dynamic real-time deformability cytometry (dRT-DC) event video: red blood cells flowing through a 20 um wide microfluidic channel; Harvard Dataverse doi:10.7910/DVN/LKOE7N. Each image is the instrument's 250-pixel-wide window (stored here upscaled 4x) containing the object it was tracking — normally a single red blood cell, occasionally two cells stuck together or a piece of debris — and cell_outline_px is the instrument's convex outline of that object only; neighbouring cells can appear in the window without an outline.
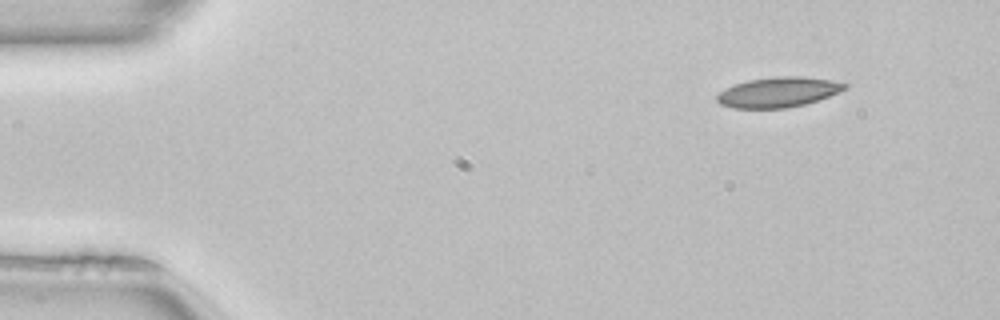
{"species": "common noctule bat (a hibernating species)", "species_latin": "Nyctalus noctula", "temperature_condition": "room temperature", "stored_images_in_passage": 46, "camera_frame_rate_fps": 3000, "um_per_image_px": 0.085, "animal": {"sex": "female", "body_mass_g": 22.7, "forearm_length_mm": 54.2}, "frame": {"image": 1, "passage_image": 1, "time_ms": 0.0, "image_size_px": [1000, 320], "cell_outline_px": [[848, 88], [828, 96], [804, 104], [788, 108], [732, 108], [720, 104], [716, 100], [716, 96], [724, 88], [748, 80], [776, 76], [800, 76], [832, 80], [848, 84]], "centroid_in_image_um": [66.13, 7.83], "position_along_channel_um": 18.9, "area_um2": 22.37}}
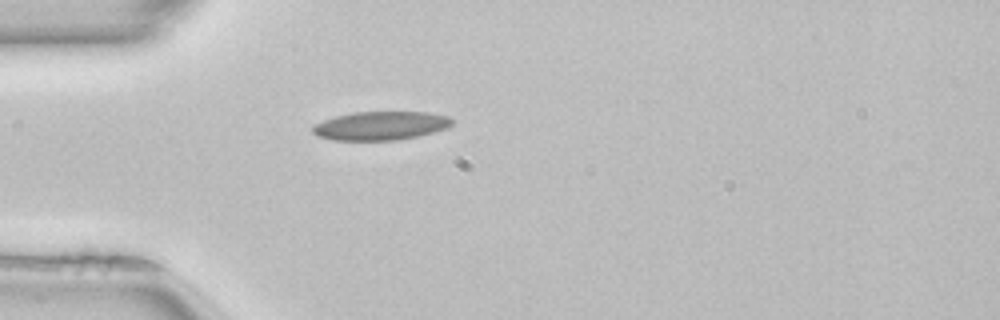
{"frame": {"image": 2, "passage_image": 10, "time_ms": 3.0, "image_size_px": [1000, 320], "cell_outline_px": [[452, 124], [448, 128], [420, 136], [396, 140], [332, 140], [316, 136], [312, 132], [312, 124], [336, 116], [352, 112], [428, 112], [448, 116], [452, 120]], "centroid_in_image_um": [32.34, 10.69], "position_along_channel_um": 52.7, "area_um2": 23.47}}
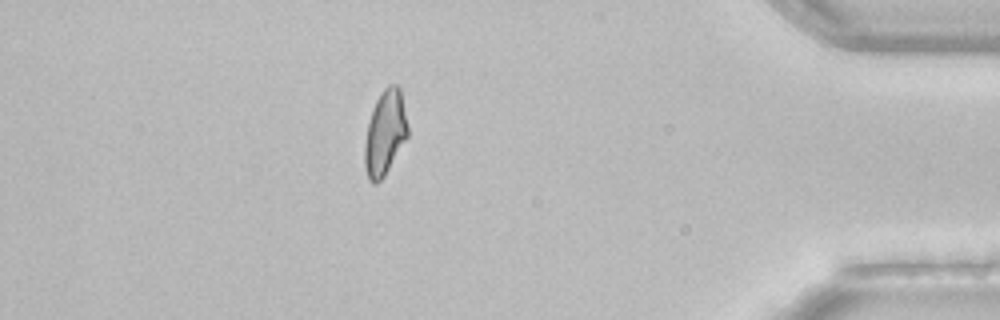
{"frame": {"image": 3, "passage_image": 40, "time_ms": 13.0, "image_size_px": [1000, 320], "cell_outline_px": [[408, 136], [384, 176], [376, 184], [372, 184], [368, 180], [364, 164], [364, 144], [368, 124], [376, 100], [380, 92], [388, 84], [396, 84], [400, 88], [408, 124]], "centroid_in_image_um": [32.72, 11.29], "position_along_channel_um": 402.5, "area_um2": 21.33}, "authors_computed_cell_mechanics": {"area_um2": 22.0218, "velocity_mm_per_s": 4.0435, "shape_relaxation_time_tau1_ms": 7.9028, "shape_relaxation_time_tau2_ms": 2.1231, "deformation_change_tau1": 0.1822, "deformation_change_tau2": 0.071}}